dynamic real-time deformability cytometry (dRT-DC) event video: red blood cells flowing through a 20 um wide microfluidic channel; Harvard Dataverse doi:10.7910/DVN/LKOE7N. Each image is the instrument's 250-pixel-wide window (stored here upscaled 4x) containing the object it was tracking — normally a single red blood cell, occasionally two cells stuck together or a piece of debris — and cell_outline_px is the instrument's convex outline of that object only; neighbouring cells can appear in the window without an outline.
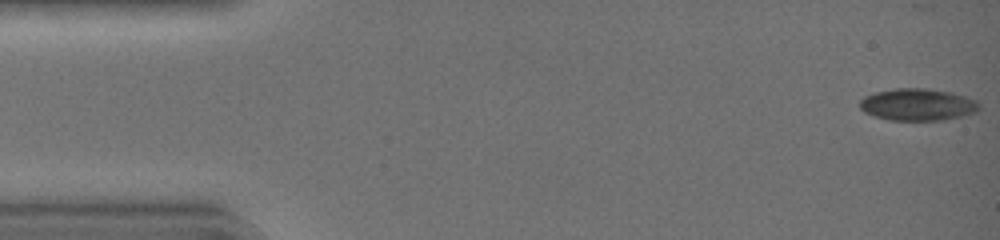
{"species": "common noctule bat (a hibernating species)", "species_latin": "Nyctalus noctula", "temperature_condition": "warm", "stored_images_in_passage": 40, "camera_frame_rate_fps": 3000, "um_per_image_px": 0.085, "animal": {"sex": "female", "body_mass_g": 19.0, "forearm_length_mm": 51.5}, "frame": {"image": 1, "passage_image": 1, "time_ms": 0.0, "image_size_px": [1000, 240], "cell_outline_px": [[976, 108], [972, 112], [960, 116], [940, 120], [892, 120], [876, 116], [864, 112], [860, 108], [860, 100], [864, 96], [876, 92], [896, 88], [920, 88], [948, 92], [964, 96], [976, 100]], "centroid_in_image_um": [77.91, 8.88], "position_along_channel_um": 7.1, "area_um2": 21.62}}
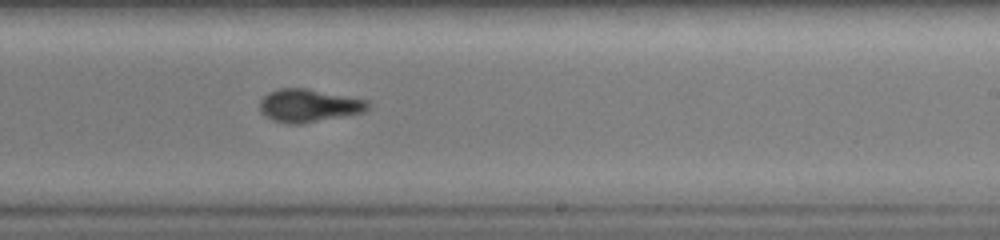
{"frame": {"image": 2, "passage_image": 27, "time_ms": 8.667, "image_size_px": [1000, 240], "cell_outline_px": [[368, 108], [364, 112], [300, 124], [288, 124], [272, 120], [260, 112], [260, 100], [268, 92], [280, 88], [308, 88], [368, 100]], "centroid_in_image_um": [26.22, 8.97], "position_along_channel_um": 262.8, "area_um2": 20.75}}
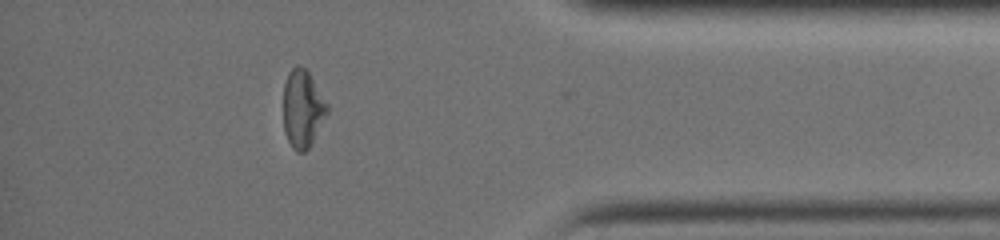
{"frame": {"image": 3, "passage_image": 38, "time_ms": 12.333, "image_size_px": [1000, 240], "cell_outline_px": [[328, 112], [308, 148], [304, 152], [296, 152], [292, 148], [288, 140], [284, 128], [284, 84], [288, 72], [296, 64], [300, 64], [308, 72], [328, 104]], "centroid_in_image_um": [25.71, 9.22], "position_along_channel_um": 409.5, "area_um2": 19.59}, "authors_computed_cell_mechanics": {"area_um2": 21.2126, "velocity_mm_per_s": 4.4652, "shape_relaxation_time_tau1_ms": 6.6272, "shape_relaxation_time_tau2_ms": 2.0672, "deformation_change_tau1": 0.2112, "deformation_change_tau2": 0.0699}}